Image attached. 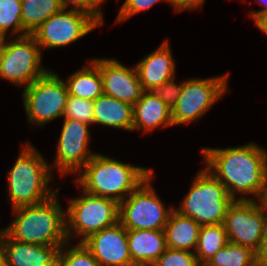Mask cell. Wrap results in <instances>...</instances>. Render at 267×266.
Segmentation results:
<instances>
[{
	"instance_id": "41",
	"label": "cell",
	"mask_w": 267,
	"mask_h": 266,
	"mask_svg": "<svg viewBox=\"0 0 267 266\" xmlns=\"http://www.w3.org/2000/svg\"><path fill=\"white\" fill-rule=\"evenodd\" d=\"M5 39H6V37H4L2 34H0V48L2 47Z\"/></svg>"
},
{
	"instance_id": "5",
	"label": "cell",
	"mask_w": 267,
	"mask_h": 266,
	"mask_svg": "<svg viewBox=\"0 0 267 266\" xmlns=\"http://www.w3.org/2000/svg\"><path fill=\"white\" fill-rule=\"evenodd\" d=\"M233 201L226 187L204 168L196 175L180 207L175 210L192 218L200 226L223 224Z\"/></svg>"
},
{
	"instance_id": "23",
	"label": "cell",
	"mask_w": 267,
	"mask_h": 266,
	"mask_svg": "<svg viewBox=\"0 0 267 266\" xmlns=\"http://www.w3.org/2000/svg\"><path fill=\"white\" fill-rule=\"evenodd\" d=\"M23 29L32 34L44 21L63 8L59 0H21Z\"/></svg>"
},
{
	"instance_id": "40",
	"label": "cell",
	"mask_w": 267,
	"mask_h": 266,
	"mask_svg": "<svg viewBox=\"0 0 267 266\" xmlns=\"http://www.w3.org/2000/svg\"><path fill=\"white\" fill-rule=\"evenodd\" d=\"M5 235H6V228L0 230V241H2L5 238Z\"/></svg>"
},
{
	"instance_id": "33",
	"label": "cell",
	"mask_w": 267,
	"mask_h": 266,
	"mask_svg": "<svg viewBox=\"0 0 267 266\" xmlns=\"http://www.w3.org/2000/svg\"><path fill=\"white\" fill-rule=\"evenodd\" d=\"M256 266H267V227L263 234L260 245L255 251Z\"/></svg>"
},
{
	"instance_id": "10",
	"label": "cell",
	"mask_w": 267,
	"mask_h": 266,
	"mask_svg": "<svg viewBox=\"0 0 267 266\" xmlns=\"http://www.w3.org/2000/svg\"><path fill=\"white\" fill-rule=\"evenodd\" d=\"M1 78L28 87L49 70L41 66V49L31 34L18 36L2 45Z\"/></svg>"
},
{
	"instance_id": "39",
	"label": "cell",
	"mask_w": 267,
	"mask_h": 266,
	"mask_svg": "<svg viewBox=\"0 0 267 266\" xmlns=\"http://www.w3.org/2000/svg\"><path fill=\"white\" fill-rule=\"evenodd\" d=\"M2 60H3V48H0V77H1V66H2Z\"/></svg>"
},
{
	"instance_id": "38",
	"label": "cell",
	"mask_w": 267,
	"mask_h": 266,
	"mask_svg": "<svg viewBox=\"0 0 267 266\" xmlns=\"http://www.w3.org/2000/svg\"><path fill=\"white\" fill-rule=\"evenodd\" d=\"M0 266H4L2 241H0Z\"/></svg>"
},
{
	"instance_id": "16",
	"label": "cell",
	"mask_w": 267,
	"mask_h": 266,
	"mask_svg": "<svg viewBox=\"0 0 267 266\" xmlns=\"http://www.w3.org/2000/svg\"><path fill=\"white\" fill-rule=\"evenodd\" d=\"M4 266H57L62 246H42L12 239L2 240Z\"/></svg>"
},
{
	"instance_id": "28",
	"label": "cell",
	"mask_w": 267,
	"mask_h": 266,
	"mask_svg": "<svg viewBox=\"0 0 267 266\" xmlns=\"http://www.w3.org/2000/svg\"><path fill=\"white\" fill-rule=\"evenodd\" d=\"M65 119H75L87 125L94 123L93 101L69 96L63 113Z\"/></svg>"
},
{
	"instance_id": "7",
	"label": "cell",
	"mask_w": 267,
	"mask_h": 266,
	"mask_svg": "<svg viewBox=\"0 0 267 266\" xmlns=\"http://www.w3.org/2000/svg\"><path fill=\"white\" fill-rule=\"evenodd\" d=\"M153 173L119 203V222L126 230H164L171 211L150 185Z\"/></svg>"
},
{
	"instance_id": "4",
	"label": "cell",
	"mask_w": 267,
	"mask_h": 266,
	"mask_svg": "<svg viewBox=\"0 0 267 266\" xmlns=\"http://www.w3.org/2000/svg\"><path fill=\"white\" fill-rule=\"evenodd\" d=\"M51 168L42 155L26 143L7 175L13 209L42 203L58 193V188L55 191L48 188L53 176Z\"/></svg>"
},
{
	"instance_id": "3",
	"label": "cell",
	"mask_w": 267,
	"mask_h": 266,
	"mask_svg": "<svg viewBox=\"0 0 267 266\" xmlns=\"http://www.w3.org/2000/svg\"><path fill=\"white\" fill-rule=\"evenodd\" d=\"M16 218L6 226V233L14 240L42 246L67 245L65 211L57 193L48 200L13 209Z\"/></svg>"
},
{
	"instance_id": "26",
	"label": "cell",
	"mask_w": 267,
	"mask_h": 266,
	"mask_svg": "<svg viewBox=\"0 0 267 266\" xmlns=\"http://www.w3.org/2000/svg\"><path fill=\"white\" fill-rule=\"evenodd\" d=\"M21 3V0H0V34L4 37L10 27H12L10 36L19 33L17 36L28 35L23 29Z\"/></svg>"
},
{
	"instance_id": "9",
	"label": "cell",
	"mask_w": 267,
	"mask_h": 266,
	"mask_svg": "<svg viewBox=\"0 0 267 266\" xmlns=\"http://www.w3.org/2000/svg\"><path fill=\"white\" fill-rule=\"evenodd\" d=\"M228 73L207 79L183 81L181 94L171 109L173 125L199 120L227 91Z\"/></svg>"
},
{
	"instance_id": "31",
	"label": "cell",
	"mask_w": 267,
	"mask_h": 266,
	"mask_svg": "<svg viewBox=\"0 0 267 266\" xmlns=\"http://www.w3.org/2000/svg\"><path fill=\"white\" fill-rule=\"evenodd\" d=\"M158 1L160 0H125L119 10L116 21L123 22L134 14L151 8ZM163 1L170 3V0Z\"/></svg>"
},
{
	"instance_id": "12",
	"label": "cell",
	"mask_w": 267,
	"mask_h": 266,
	"mask_svg": "<svg viewBox=\"0 0 267 266\" xmlns=\"http://www.w3.org/2000/svg\"><path fill=\"white\" fill-rule=\"evenodd\" d=\"M223 226L228 242L256 251L267 227V215L255 200L241 196L229 205Z\"/></svg>"
},
{
	"instance_id": "27",
	"label": "cell",
	"mask_w": 267,
	"mask_h": 266,
	"mask_svg": "<svg viewBox=\"0 0 267 266\" xmlns=\"http://www.w3.org/2000/svg\"><path fill=\"white\" fill-rule=\"evenodd\" d=\"M65 246L63 245L60 249L57 266H100L82 243L69 249H64Z\"/></svg>"
},
{
	"instance_id": "37",
	"label": "cell",
	"mask_w": 267,
	"mask_h": 266,
	"mask_svg": "<svg viewBox=\"0 0 267 266\" xmlns=\"http://www.w3.org/2000/svg\"><path fill=\"white\" fill-rule=\"evenodd\" d=\"M256 26L259 30H261V32L267 35V16L264 17Z\"/></svg>"
},
{
	"instance_id": "19",
	"label": "cell",
	"mask_w": 267,
	"mask_h": 266,
	"mask_svg": "<svg viewBox=\"0 0 267 266\" xmlns=\"http://www.w3.org/2000/svg\"><path fill=\"white\" fill-rule=\"evenodd\" d=\"M171 125V109L153 91H146L133 105V130L148 132Z\"/></svg>"
},
{
	"instance_id": "34",
	"label": "cell",
	"mask_w": 267,
	"mask_h": 266,
	"mask_svg": "<svg viewBox=\"0 0 267 266\" xmlns=\"http://www.w3.org/2000/svg\"><path fill=\"white\" fill-rule=\"evenodd\" d=\"M205 0H170V3L177 11L199 9Z\"/></svg>"
},
{
	"instance_id": "36",
	"label": "cell",
	"mask_w": 267,
	"mask_h": 266,
	"mask_svg": "<svg viewBox=\"0 0 267 266\" xmlns=\"http://www.w3.org/2000/svg\"><path fill=\"white\" fill-rule=\"evenodd\" d=\"M258 3L261 5L263 4L265 7L262 8L261 10L257 11H252L250 16L253 18L254 22L256 25L264 18L267 16V0H258Z\"/></svg>"
},
{
	"instance_id": "35",
	"label": "cell",
	"mask_w": 267,
	"mask_h": 266,
	"mask_svg": "<svg viewBox=\"0 0 267 266\" xmlns=\"http://www.w3.org/2000/svg\"><path fill=\"white\" fill-rule=\"evenodd\" d=\"M255 202L258 204L260 209L267 215V179L264 185L262 186Z\"/></svg>"
},
{
	"instance_id": "29",
	"label": "cell",
	"mask_w": 267,
	"mask_h": 266,
	"mask_svg": "<svg viewBox=\"0 0 267 266\" xmlns=\"http://www.w3.org/2000/svg\"><path fill=\"white\" fill-rule=\"evenodd\" d=\"M152 266H200L195 252L167 248Z\"/></svg>"
},
{
	"instance_id": "21",
	"label": "cell",
	"mask_w": 267,
	"mask_h": 266,
	"mask_svg": "<svg viewBox=\"0 0 267 266\" xmlns=\"http://www.w3.org/2000/svg\"><path fill=\"white\" fill-rule=\"evenodd\" d=\"M200 227L192 218L180 214L173 208L164 228L167 248L190 252L191 248H194L195 252Z\"/></svg>"
},
{
	"instance_id": "18",
	"label": "cell",
	"mask_w": 267,
	"mask_h": 266,
	"mask_svg": "<svg viewBox=\"0 0 267 266\" xmlns=\"http://www.w3.org/2000/svg\"><path fill=\"white\" fill-rule=\"evenodd\" d=\"M134 266H152L167 249L164 230H127Z\"/></svg>"
},
{
	"instance_id": "13",
	"label": "cell",
	"mask_w": 267,
	"mask_h": 266,
	"mask_svg": "<svg viewBox=\"0 0 267 266\" xmlns=\"http://www.w3.org/2000/svg\"><path fill=\"white\" fill-rule=\"evenodd\" d=\"M89 142V125L75 119H64L54 161L61 175L82 171L96 154L89 152Z\"/></svg>"
},
{
	"instance_id": "22",
	"label": "cell",
	"mask_w": 267,
	"mask_h": 266,
	"mask_svg": "<svg viewBox=\"0 0 267 266\" xmlns=\"http://www.w3.org/2000/svg\"><path fill=\"white\" fill-rule=\"evenodd\" d=\"M69 96L94 101L103 94L102 78L99 67L93 62L90 66L76 71L64 81Z\"/></svg>"
},
{
	"instance_id": "25",
	"label": "cell",
	"mask_w": 267,
	"mask_h": 266,
	"mask_svg": "<svg viewBox=\"0 0 267 266\" xmlns=\"http://www.w3.org/2000/svg\"><path fill=\"white\" fill-rule=\"evenodd\" d=\"M204 266H256L255 251L228 242Z\"/></svg>"
},
{
	"instance_id": "6",
	"label": "cell",
	"mask_w": 267,
	"mask_h": 266,
	"mask_svg": "<svg viewBox=\"0 0 267 266\" xmlns=\"http://www.w3.org/2000/svg\"><path fill=\"white\" fill-rule=\"evenodd\" d=\"M83 195L69 200L66 219V236L82 237L79 243L104 228L119 222V203L113 199L95 196L82 190Z\"/></svg>"
},
{
	"instance_id": "15",
	"label": "cell",
	"mask_w": 267,
	"mask_h": 266,
	"mask_svg": "<svg viewBox=\"0 0 267 266\" xmlns=\"http://www.w3.org/2000/svg\"><path fill=\"white\" fill-rule=\"evenodd\" d=\"M101 73L103 94L131 104L140 100L146 90L141 85L136 67L128 68L116 59L92 60Z\"/></svg>"
},
{
	"instance_id": "1",
	"label": "cell",
	"mask_w": 267,
	"mask_h": 266,
	"mask_svg": "<svg viewBox=\"0 0 267 266\" xmlns=\"http://www.w3.org/2000/svg\"><path fill=\"white\" fill-rule=\"evenodd\" d=\"M206 169L225 187L233 200L236 194H258L267 179V152L256 143L214 149L203 148ZM236 197V198H235Z\"/></svg>"
},
{
	"instance_id": "11",
	"label": "cell",
	"mask_w": 267,
	"mask_h": 266,
	"mask_svg": "<svg viewBox=\"0 0 267 266\" xmlns=\"http://www.w3.org/2000/svg\"><path fill=\"white\" fill-rule=\"evenodd\" d=\"M101 24L87 12L62 9L44 21L31 35L42 48L69 45L84 37Z\"/></svg>"
},
{
	"instance_id": "17",
	"label": "cell",
	"mask_w": 267,
	"mask_h": 266,
	"mask_svg": "<svg viewBox=\"0 0 267 266\" xmlns=\"http://www.w3.org/2000/svg\"><path fill=\"white\" fill-rule=\"evenodd\" d=\"M139 81L146 91H154L175 77V61L168 40L136 64Z\"/></svg>"
},
{
	"instance_id": "24",
	"label": "cell",
	"mask_w": 267,
	"mask_h": 266,
	"mask_svg": "<svg viewBox=\"0 0 267 266\" xmlns=\"http://www.w3.org/2000/svg\"><path fill=\"white\" fill-rule=\"evenodd\" d=\"M228 243L223 224L201 226L195 248V255L200 266H204Z\"/></svg>"
},
{
	"instance_id": "14",
	"label": "cell",
	"mask_w": 267,
	"mask_h": 266,
	"mask_svg": "<svg viewBox=\"0 0 267 266\" xmlns=\"http://www.w3.org/2000/svg\"><path fill=\"white\" fill-rule=\"evenodd\" d=\"M82 245L100 266H134L128 246L127 230L120 222L92 234Z\"/></svg>"
},
{
	"instance_id": "32",
	"label": "cell",
	"mask_w": 267,
	"mask_h": 266,
	"mask_svg": "<svg viewBox=\"0 0 267 266\" xmlns=\"http://www.w3.org/2000/svg\"><path fill=\"white\" fill-rule=\"evenodd\" d=\"M174 81L173 77L153 91L170 109L177 103L183 86V82L177 85Z\"/></svg>"
},
{
	"instance_id": "2",
	"label": "cell",
	"mask_w": 267,
	"mask_h": 266,
	"mask_svg": "<svg viewBox=\"0 0 267 266\" xmlns=\"http://www.w3.org/2000/svg\"><path fill=\"white\" fill-rule=\"evenodd\" d=\"M82 170L75 182L81 185L85 192L110 198L118 203L153 173V169L120 162L98 153Z\"/></svg>"
},
{
	"instance_id": "8",
	"label": "cell",
	"mask_w": 267,
	"mask_h": 266,
	"mask_svg": "<svg viewBox=\"0 0 267 266\" xmlns=\"http://www.w3.org/2000/svg\"><path fill=\"white\" fill-rule=\"evenodd\" d=\"M68 90L64 80L50 70L23 90V104L30 123L44 126L62 117Z\"/></svg>"
},
{
	"instance_id": "20",
	"label": "cell",
	"mask_w": 267,
	"mask_h": 266,
	"mask_svg": "<svg viewBox=\"0 0 267 266\" xmlns=\"http://www.w3.org/2000/svg\"><path fill=\"white\" fill-rule=\"evenodd\" d=\"M94 123L133 130V106L119 101L111 96L102 94L93 101Z\"/></svg>"
},
{
	"instance_id": "30",
	"label": "cell",
	"mask_w": 267,
	"mask_h": 266,
	"mask_svg": "<svg viewBox=\"0 0 267 266\" xmlns=\"http://www.w3.org/2000/svg\"><path fill=\"white\" fill-rule=\"evenodd\" d=\"M105 0H59L63 9L73 5L72 9L81 10L92 15L101 25L104 23L102 11L98 8Z\"/></svg>"
}]
</instances>
